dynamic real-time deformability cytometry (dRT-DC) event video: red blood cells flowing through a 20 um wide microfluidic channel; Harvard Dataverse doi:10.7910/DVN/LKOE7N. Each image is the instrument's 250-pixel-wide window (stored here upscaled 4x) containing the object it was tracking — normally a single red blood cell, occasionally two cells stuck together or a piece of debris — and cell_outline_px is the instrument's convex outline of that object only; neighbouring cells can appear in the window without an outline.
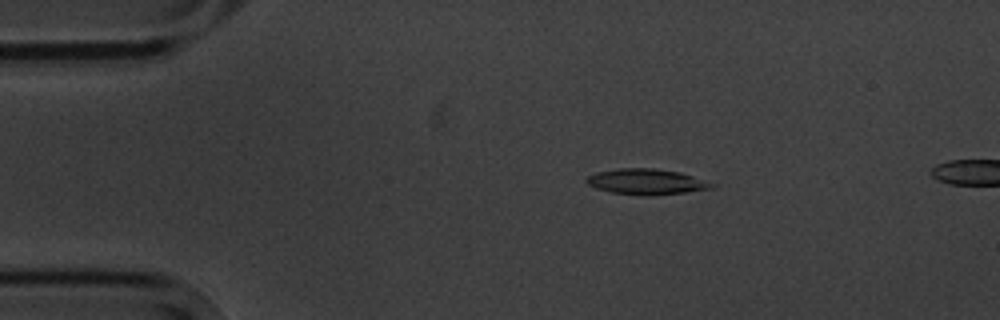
{"species": "common noctule bat (a hibernating species)", "species_latin": "Nyctalus noctula", "temperature_condition": "cold", "stored_images_in_passage": 4, "camera_frame_rate_fps": 3000, "um_per_image_px": 0.085, "animal": {"sex": "male", "body_mass_g": 20.1, "forearm_length_mm": 53.5}, "frame": {"image": 1, "passage_image": 2, "time_ms": 1.0, "image_size_px": [1000, 320], "cell_outline_px": [[716, 184], [712, 188], [684, 192], [612, 192], [596, 188], [588, 184], [584, 180], [588, 176], [596, 172], [620, 168], [652, 168], [680, 172]], "centroid_in_image_um": [54.91, 15.38], "position_along_channel_um": 30.1, "area_um2": 17.46}}